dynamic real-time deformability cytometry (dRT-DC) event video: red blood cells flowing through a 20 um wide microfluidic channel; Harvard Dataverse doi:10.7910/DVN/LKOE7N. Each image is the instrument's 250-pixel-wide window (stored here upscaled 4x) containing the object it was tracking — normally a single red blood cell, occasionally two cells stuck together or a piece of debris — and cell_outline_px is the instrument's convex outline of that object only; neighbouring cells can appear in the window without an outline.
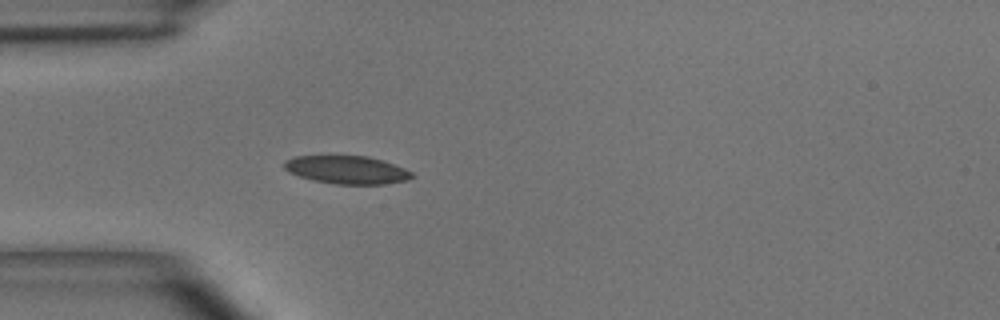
{"species": "common noctule bat (a hibernating species)", "species_latin": "Nyctalus noctula", "temperature_condition": "room temperature", "stored_images_in_passage": 3, "camera_frame_rate_fps": 3000, "um_per_image_px": 0.085, "animal": {"sex": "male", "body_mass_g": 15.6}, "frame": {"image": 1, "passage_image": 3, "time_ms": 3.0, "image_size_px": [1000, 320], "cell_outline_px": [[416, 176], [408, 180], [384, 184], [336, 184], [312, 180], [288, 172], [284, 168], [284, 160], [296, 156], [368, 156], [404, 168], [412, 172]], "centroid_in_image_um": [29.48, 14.44], "position_along_channel_um": 55.5, "area_um2": 20.81}}